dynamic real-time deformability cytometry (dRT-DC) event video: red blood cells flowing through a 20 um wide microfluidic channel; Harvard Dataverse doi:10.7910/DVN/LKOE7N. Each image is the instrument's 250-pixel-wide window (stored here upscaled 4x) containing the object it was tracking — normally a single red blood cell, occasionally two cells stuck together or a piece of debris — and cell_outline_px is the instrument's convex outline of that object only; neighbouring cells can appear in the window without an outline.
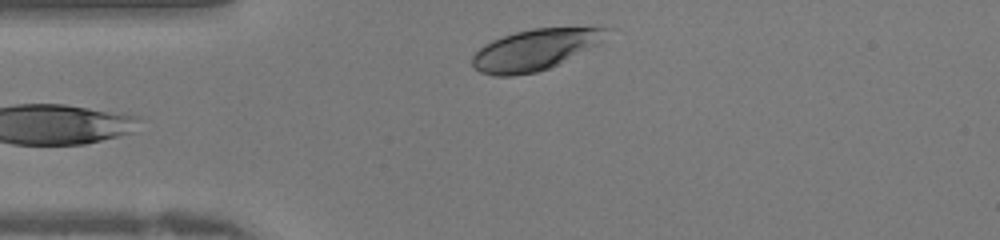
{"species": "human", "species_latin": "Homo sapiens", "temperature_condition": "warm", "stored_images_in_passage": 28, "camera_frame_rate_fps": 3000, "um_per_image_px": 0.085, "donor": {"sex": "female"}, "frame": {"image": 1, "passage_image": 1, "time_ms": 0.0, "image_size_px": [1000, 240], "cell_outline_px": [[608, 28], [596, 44], [548, 68], [536, 72], [512, 76], [492, 76], [480, 72], [472, 68], [472, 56], [484, 44], [492, 40], [516, 32], [532, 28]], "centroid_in_image_um": [45.3, 4.25], "position_along_channel_um": 39.7, "area_um2": 31.04}}
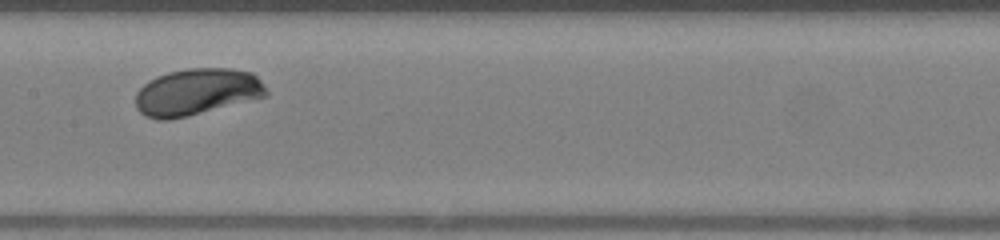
{"frame": {"image": 2, "passage_image": 12, "time_ms": 3.667, "image_size_px": [1000, 240], "cell_outline_px": [[268, 96], [188, 116], [168, 120], [156, 120], [144, 116], [136, 108], [136, 92], [148, 80], [156, 76], [168, 72], [188, 68], [232, 68], [252, 72], [264, 84], [268, 92]], "centroid_in_image_um": [16.72, 7.81], "position_along_channel_um": 190.7, "area_um2": 35.89}}
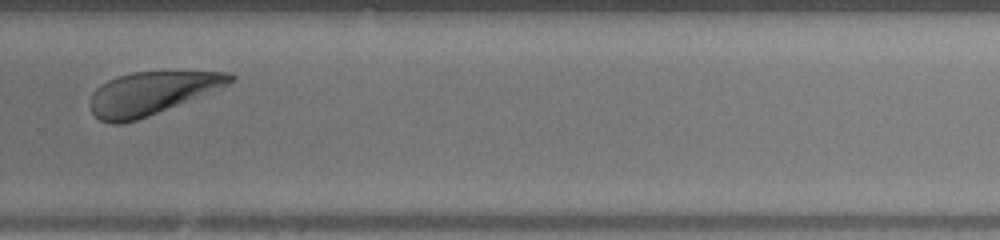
{"frame": {"image": 3, "passage_image": 20, "time_ms": 6.333, "image_size_px": [1000, 240], "cell_outline_px": [[236, 80], [228, 84], [148, 116], [124, 124], [112, 124], [100, 120], [92, 112], [88, 104], [96, 88], [108, 80], [132, 72], [228, 72], [236, 76]], "centroid_in_image_um": [12.83, 7.93], "position_along_channel_um": 317.0, "area_um2": 34.28}}